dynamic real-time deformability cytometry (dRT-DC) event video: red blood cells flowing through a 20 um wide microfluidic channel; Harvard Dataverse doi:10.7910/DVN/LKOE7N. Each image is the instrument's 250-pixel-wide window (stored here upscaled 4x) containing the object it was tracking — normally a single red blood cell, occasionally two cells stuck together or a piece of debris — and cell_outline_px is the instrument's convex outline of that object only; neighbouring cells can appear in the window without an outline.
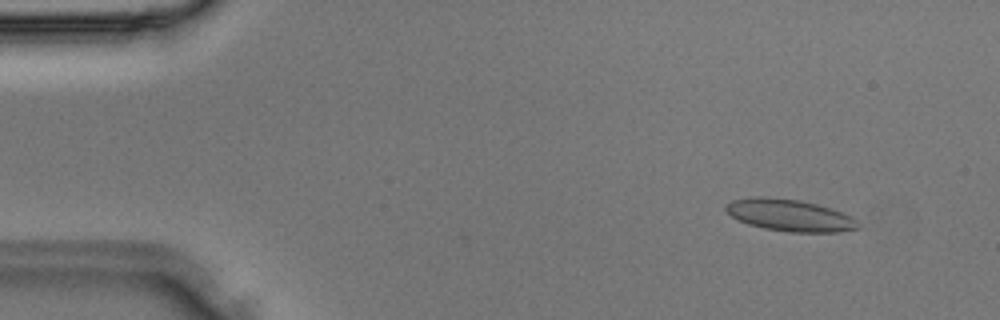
{"species": "Egyptian fruit bat (a non-hibernating species)", "species_latin": "Rousettus aegyptiacus", "temperature_condition": "room temperature", "stored_images_in_passage": 31, "camera_frame_rate_fps": 3000, "um_per_image_px": 0.085, "animal": {"sex": "male"}, "frame": {"image": 1, "passage_image": 4, "time_ms": 1.0, "image_size_px": [1000, 320], "cell_outline_px": [[860, 228], [840, 232], [788, 232], [764, 228], [748, 224], [732, 216], [724, 208], [724, 204], [732, 200], [756, 196], [764, 196], [800, 200], [816, 204], [852, 216], [860, 224]], "centroid_in_image_um": [67.12, 18.29], "position_along_channel_um": 17.9, "area_um2": 24.57}}
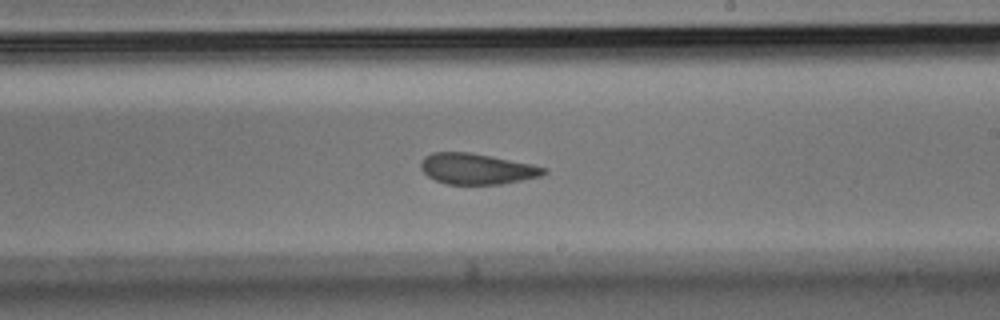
{"frame": {"image": 2, "passage_image": 22, "time_ms": 7.0, "image_size_px": [1000, 320], "cell_outline_px": [[548, 172], [540, 176], [500, 184], [448, 184], [436, 180], [428, 176], [420, 168], [420, 164], [424, 156], [432, 152], [468, 152], [532, 164], [548, 168]], "centroid_in_image_um": [40.52, 14.34], "position_along_channel_um": 248.5, "area_um2": 21.91}}
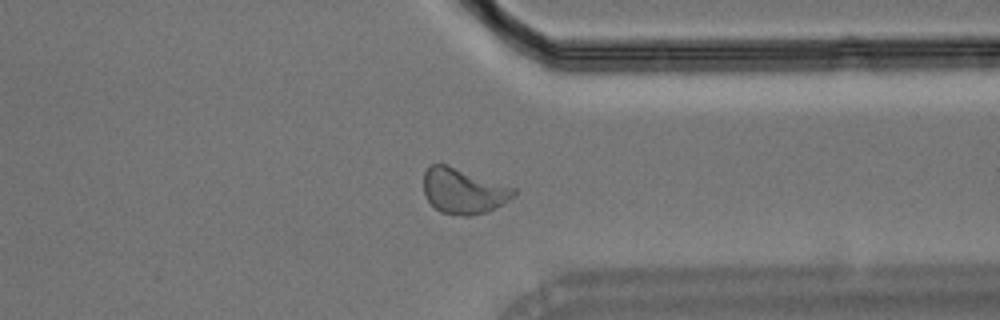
{"frame": {"image": 3, "passage_image": 29, "time_ms": 9.333, "image_size_px": [1000, 320], "cell_outline_px": [[516, 196], [488, 212], [468, 216], [464, 216], [440, 212], [424, 196], [424, 172], [432, 164], [448, 164], [516, 188]], "centroid_in_image_um": [39.41, 16.23], "position_along_channel_um": 372.0, "area_um2": 23.99}}